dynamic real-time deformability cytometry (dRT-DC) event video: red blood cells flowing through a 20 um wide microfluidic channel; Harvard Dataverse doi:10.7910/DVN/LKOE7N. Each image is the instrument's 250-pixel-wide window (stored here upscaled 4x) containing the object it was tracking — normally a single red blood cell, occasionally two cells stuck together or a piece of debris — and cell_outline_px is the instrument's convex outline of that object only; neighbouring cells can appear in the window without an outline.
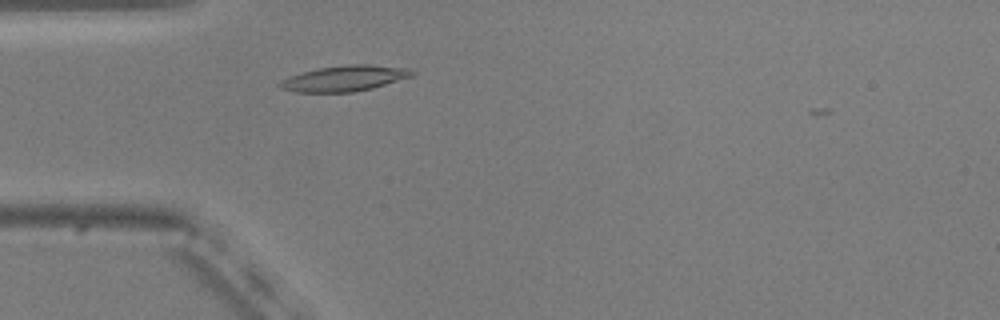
{"species": "common noctule bat (a hibernating species)", "species_latin": "Nyctalus noctula", "temperature_condition": "warm", "stored_images_in_passage": 40, "camera_frame_rate_fps": 3000, "um_per_image_px": 0.085, "animal": {"sex": "male", "body_mass_g": 20.5, "forearm_length_mm": 52.5}, "frame": {"image": 1, "passage_image": 2, "time_ms": 0.333, "image_size_px": [1000, 320], "cell_outline_px": [[416, 72], [412, 76], [372, 88], [352, 92], [296, 92], [280, 88], [276, 84], [280, 80], [304, 72], [320, 68], [348, 64], [368, 64], [412, 68]], "centroid_in_image_um": [29.31, 6.66], "position_along_channel_um": 55.7, "area_um2": 19.71}}
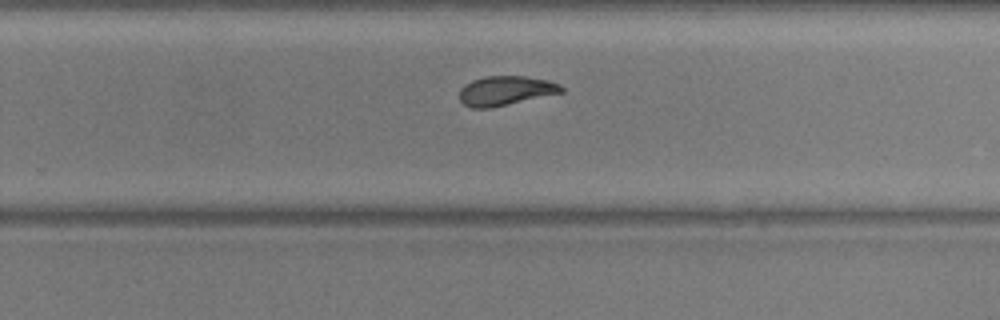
{"frame": {"image": 2, "passage_image": 21, "time_ms": 6.667, "image_size_px": [1000, 320], "cell_outline_px": [[564, 92], [488, 108], [472, 108], [464, 104], [460, 100], [460, 88], [464, 84], [472, 80], [484, 76], [524, 76], [548, 80], [560, 84], [564, 88]], "centroid_in_image_um": [42.97, 7.69], "position_along_channel_um": 286.8, "area_um2": 17.4}}
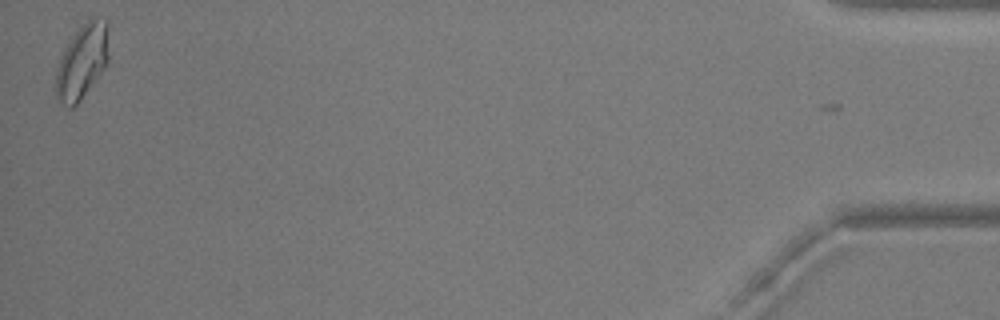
{"frame": {"image": 3, "passage_image": 40, "time_ms": 13.0, "image_size_px": [1000, 320], "cell_outline_px": [[108, 60], [104, 68], [80, 100], [72, 108], [68, 108], [56, 96], [56, 68], [64, 48], [72, 36], [88, 20], [96, 16], [104, 16], [108, 20]], "centroid_in_image_um": [7.0, 5.18], "position_along_channel_um": 428.2, "area_um2": 22.89}, "authors_computed_cell_mechanics": {"area_um2": 17.9469, "velocity_mm_per_s": 3.7147, "shape_relaxation_time_tau1_ms": 5.7693, "shape_relaxation_time_tau2_ms": 1.9492, "deformation_change_tau1": 0.1919, "deformation_change_tau2": 0.0647}}